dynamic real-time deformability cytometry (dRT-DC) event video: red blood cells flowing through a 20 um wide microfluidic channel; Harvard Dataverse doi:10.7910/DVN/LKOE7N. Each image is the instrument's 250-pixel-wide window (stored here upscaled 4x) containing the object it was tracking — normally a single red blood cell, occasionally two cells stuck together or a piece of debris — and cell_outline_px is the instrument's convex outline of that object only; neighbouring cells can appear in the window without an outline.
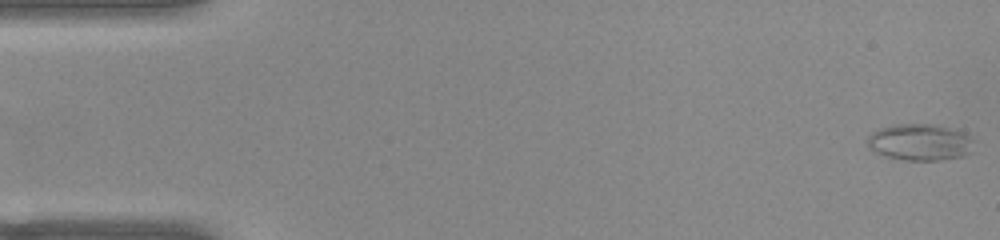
{"species": "common noctule bat (a hibernating species)", "species_latin": "Nyctalus noctula", "temperature_condition": "warm", "stored_images_in_passage": 52, "camera_frame_rate_fps": 3000, "um_per_image_px": 0.085, "animal": {"sex": "female", "body_mass_g": 22.0, "forearm_length_mm": 56.7}, "frame": {"image": 1, "passage_image": 1, "time_ms": 0.0, "image_size_px": [1000, 240], "cell_outline_px": [[972, 152], [964, 156], [940, 160], [908, 160], [884, 156], [868, 148], [868, 136], [872, 132], [880, 128], [892, 124], [936, 124], [964, 132], [972, 140]], "centroid_in_image_um": [78.19, 12.08], "position_along_channel_um": 6.8, "area_um2": 22.77}}
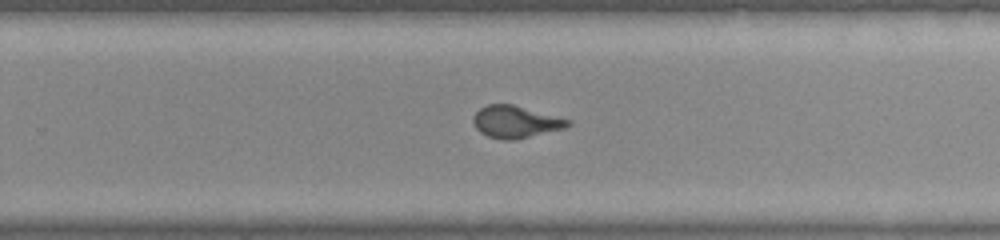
{"frame": {"image": 2, "passage_image": 33, "time_ms": 10.667, "image_size_px": [1000, 240], "cell_outline_px": [[572, 124], [564, 128], [512, 140], [504, 140], [488, 136], [480, 132], [476, 128], [472, 120], [472, 116], [480, 108], [488, 104], [512, 104], [572, 120]], "centroid_in_image_um": [43.81, 10.34], "position_along_channel_um": 286.0, "area_um2": 17.57}}
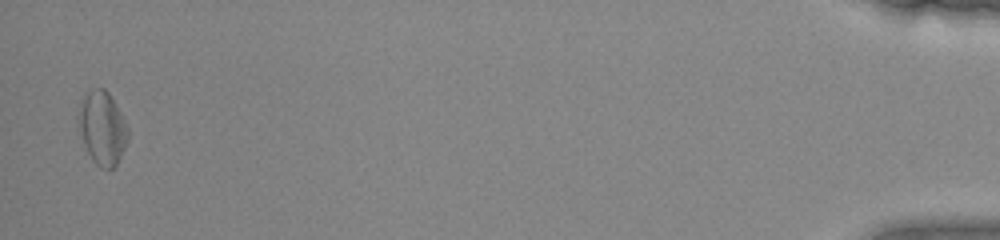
{"frame": {"image": 3, "passage_image": 51, "time_ms": 16.667, "image_size_px": [1000, 240], "cell_outline_px": [[128, 140], [116, 164], [112, 168], [100, 168], [92, 160], [84, 144], [76, 116], [84, 96], [92, 88], [104, 88], [108, 92], [116, 104], [128, 128]], "centroid_in_image_um": [8.69, 10.87], "position_along_channel_um": 426.5, "area_um2": 20.92}, "authors_computed_cell_mechanics": {"area_um2": 18.3804, "velocity_mm_per_s": 3.9248, "shape_relaxation_time_tau1_ms": 10.742, "shape_relaxation_time_tau2_ms": 1.4047, "deformation_change_tau1": 0.2036, "deformation_change_tau2": 0.06}}